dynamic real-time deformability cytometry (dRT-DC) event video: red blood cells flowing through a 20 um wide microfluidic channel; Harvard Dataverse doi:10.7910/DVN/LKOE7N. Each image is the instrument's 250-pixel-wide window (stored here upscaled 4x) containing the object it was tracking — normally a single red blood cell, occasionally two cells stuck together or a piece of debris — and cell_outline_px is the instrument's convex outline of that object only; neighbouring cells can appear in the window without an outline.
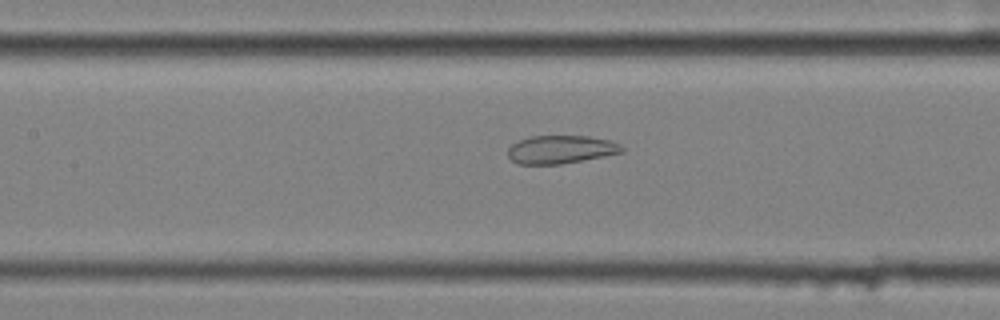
{"species": "common noctule bat (a hibernating species)", "species_latin": "Nyctalus noctula", "temperature_condition": "cold", "stored_images_in_passage": 28, "camera_frame_rate_fps": 3000, "um_per_image_px": 0.085, "animal": {"sex": "female", "body_mass_g": 25.1}, "frame": {"image": 1, "passage_image": 27, "time_ms": 8.667, "image_size_px": [1000, 320], "cell_outline_px": [[624, 152], [560, 164], [516, 164], [508, 156], [508, 148], [512, 144], [520, 140], [532, 136], [588, 136], [608, 140], [620, 144], [624, 148]], "centroid_in_image_um": [47.65, 12.7], "position_along_channel_um": 159.7, "area_um2": 18.55}}